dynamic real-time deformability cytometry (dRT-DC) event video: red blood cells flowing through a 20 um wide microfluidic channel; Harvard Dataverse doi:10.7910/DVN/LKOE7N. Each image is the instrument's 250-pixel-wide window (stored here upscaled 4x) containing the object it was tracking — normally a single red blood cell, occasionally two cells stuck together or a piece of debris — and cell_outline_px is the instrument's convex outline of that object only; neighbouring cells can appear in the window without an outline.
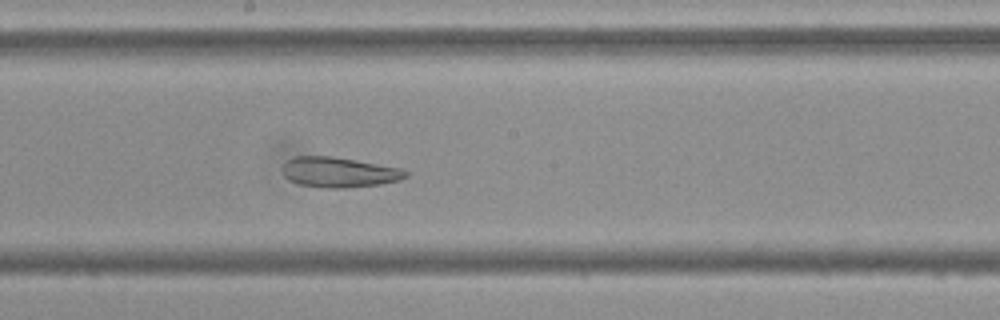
{"species": "Egyptian fruit bat (a non-hibernating species)", "species_latin": "Rousettus aegyptiacus", "temperature_condition": "cold", "stored_images_in_passage": 52, "camera_frame_rate_fps": 3000, "um_per_image_px": 0.085, "frame": {"image": 1, "passage_image": 28, "time_ms": 9.0, "image_size_px": [1000, 320], "cell_outline_px": [[408, 176], [400, 180], [380, 184], [344, 188], [324, 188], [300, 184], [288, 180], [284, 176], [280, 168], [288, 160], [296, 156], [332, 156], [404, 168], [408, 172]], "centroid_in_image_um": [28.82, 14.64], "position_along_channel_um": 219.4, "area_um2": 21.91}}
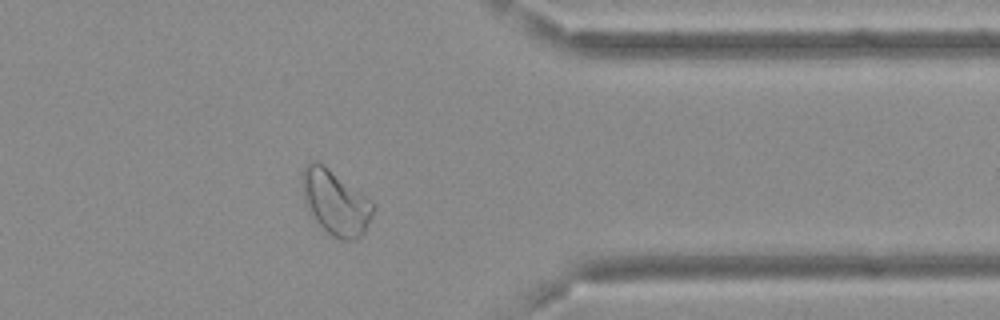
{"frame": {"image": 2, "passage_image": 42, "time_ms": 13.667, "image_size_px": [1000, 320], "cell_outline_px": [[372, 216], [364, 232], [356, 240], [340, 240], [332, 236], [312, 216], [304, 200], [300, 184], [300, 176], [304, 164], [312, 160], [316, 160], [324, 164], [368, 200], [372, 204]], "centroid_in_image_um": [28.43, 17.18], "position_along_channel_um": 383.0, "area_um2": 26.36}}
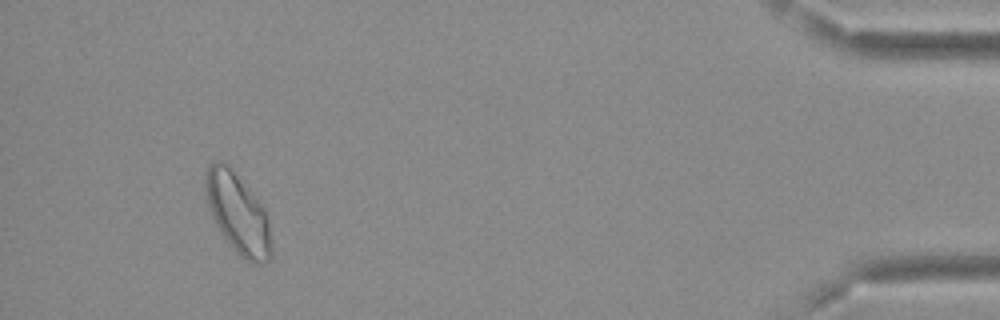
{"frame": {"image": 3, "passage_image": 49, "time_ms": 16.0, "image_size_px": [1000, 320], "cell_outline_px": [[272, 256], [268, 260], [260, 264], [256, 264], [240, 256], [236, 252], [224, 236], [216, 224], [208, 208], [204, 184], [204, 176], [208, 164], [216, 160], [224, 160], [228, 164], [264, 208], [268, 220], [272, 244]], "centroid_in_image_um": [20.2, 18.11], "position_along_channel_um": 415.0, "area_um2": 30.75}, "authors_computed_cell_mechanics": {"area_um2": 27.8018, "velocity_mm_per_s": 3.7698, "shape_relaxation_time_tau1_ms": null, "shape_relaxation_time_tau2_ms": 3.8813, "deformation_change_tau1": null, "deformation_change_tau2": 0.1221}}